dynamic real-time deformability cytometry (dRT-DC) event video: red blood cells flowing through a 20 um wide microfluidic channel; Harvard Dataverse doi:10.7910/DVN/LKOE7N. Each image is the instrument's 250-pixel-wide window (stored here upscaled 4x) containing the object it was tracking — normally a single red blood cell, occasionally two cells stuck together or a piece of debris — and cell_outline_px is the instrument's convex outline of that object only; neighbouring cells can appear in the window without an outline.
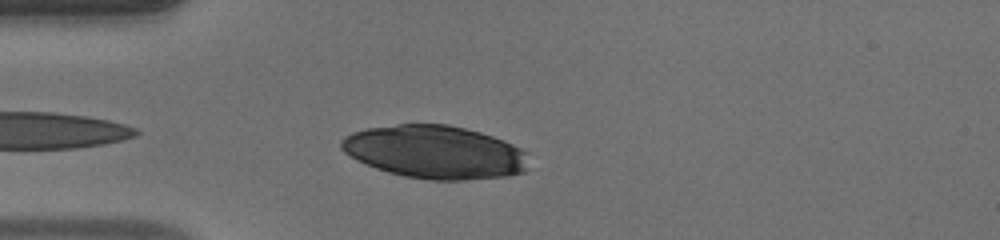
{"species": "human", "species_latin": "Homo sapiens", "temperature_condition": "warm", "stored_images_in_passage": 30, "camera_frame_rate_fps": 3000, "um_per_image_px": 0.085, "donor": {"sex": "male"}, "frame": {"image": 1, "passage_image": 2, "time_ms": 0.333, "image_size_px": [1000, 240], "cell_outline_px": [[528, 152], [524, 172], [508, 176], [464, 180], [432, 180], [404, 176], [388, 172], [376, 168], [344, 152], [340, 148], [340, 140], [344, 136], [352, 132], [368, 128], [396, 124], [448, 124], [480, 132], [504, 140]], "centroid_in_image_um": [36.98, 12.92], "position_along_channel_um": 48.0, "area_um2": 57.86}}
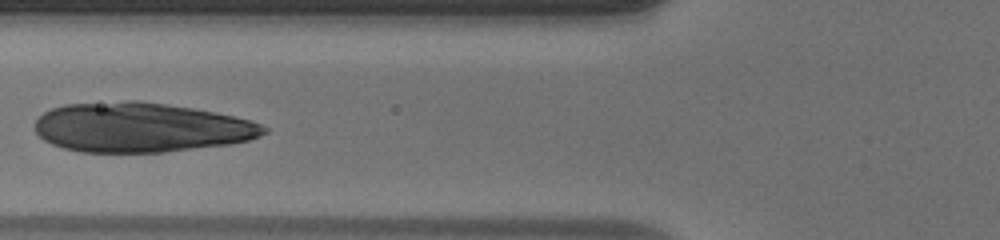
{"frame": {"image": 2, "passage_image": 8, "time_ms": 2.333, "image_size_px": [1000, 240], "cell_outline_px": [[268, 132], [260, 136], [248, 140], [228, 144], [164, 152], [80, 152], [64, 148], [52, 144], [44, 140], [36, 132], [36, 120], [44, 112], [52, 108], [64, 104], [128, 100], [140, 100], [168, 104], [216, 112], [252, 120], [268, 128]], "centroid_in_image_um": [11.98, 10.82], "position_along_channel_um": 113.8, "area_um2": 66.3}}